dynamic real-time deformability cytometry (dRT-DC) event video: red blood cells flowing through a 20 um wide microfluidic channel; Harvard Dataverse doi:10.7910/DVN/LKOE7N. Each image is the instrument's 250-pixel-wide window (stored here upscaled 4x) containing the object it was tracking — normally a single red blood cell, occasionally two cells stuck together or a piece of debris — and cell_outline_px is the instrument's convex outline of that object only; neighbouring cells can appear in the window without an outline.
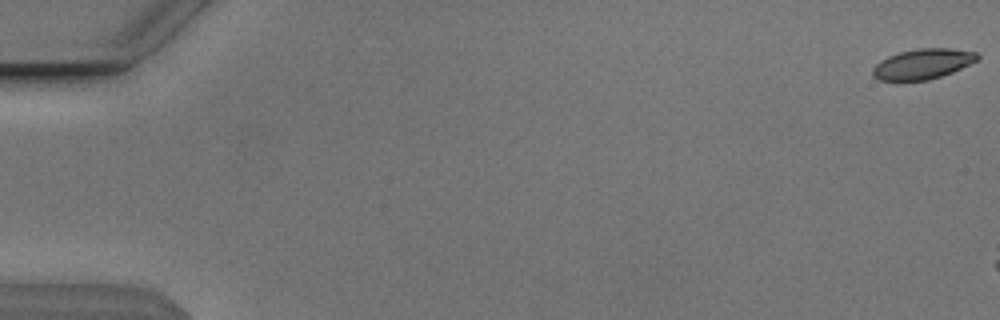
{"species": "Egyptian fruit bat (a non-hibernating species)", "species_latin": "Rousettus aegyptiacus", "temperature_condition": "cold", "stored_images_in_passage": 8, "camera_frame_rate_fps": 3000, "um_per_image_px": 0.085, "animal": {"sex": "male"}, "frame": {"image": 1, "passage_image": 1, "time_ms": 0.0, "image_size_px": [1000, 320], "cell_outline_px": [[980, 56], [976, 60], [952, 72], [928, 80], [880, 80], [872, 76], [872, 68], [880, 60], [888, 56], [900, 52], [916, 48], [948, 48], [976, 52]], "centroid_in_image_um": [78.39, 5.43], "position_along_channel_um": 6.6, "area_um2": 18.26}}